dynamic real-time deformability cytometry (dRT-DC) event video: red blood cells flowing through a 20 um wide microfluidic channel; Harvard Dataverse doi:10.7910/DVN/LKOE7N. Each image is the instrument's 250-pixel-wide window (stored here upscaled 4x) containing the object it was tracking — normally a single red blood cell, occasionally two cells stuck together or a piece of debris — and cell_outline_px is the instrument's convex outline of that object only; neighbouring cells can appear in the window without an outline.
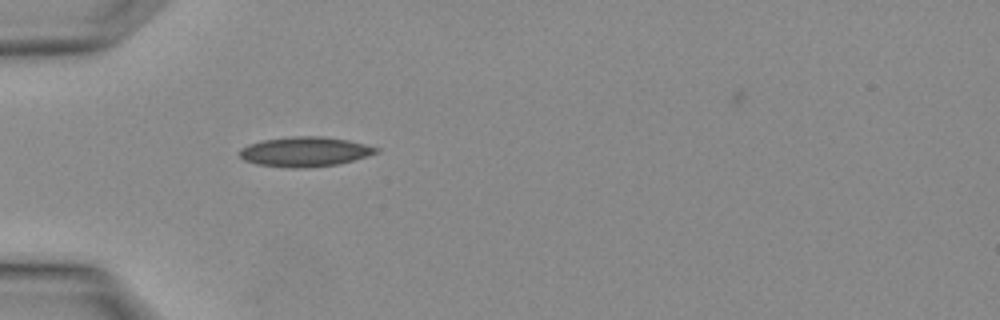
{"species": "Egyptian fruit bat (a non-hibernating species)", "species_latin": "Rousettus aegyptiacus", "temperature_condition": "warm", "stored_images_in_passage": 2, "camera_frame_rate_fps": 3000, "um_per_image_px": 0.085, "animal": {"sex": "female"}, "frame": {"image": 1, "passage_image": 1, "time_ms": 0.0, "image_size_px": [1000, 320], "cell_outline_px": [[380, 148], [376, 152], [352, 160], [336, 164], [308, 168], [292, 168], [256, 164], [244, 160], [240, 156], [240, 148], [248, 144], [264, 140], [292, 136], [324, 136], [348, 140]], "centroid_in_image_um": [25.87, 12.89], "position_along_channel_um": 59.1, "area_um2": 23.47}}